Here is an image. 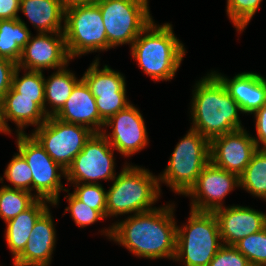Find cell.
Instances as JSON below:
<instances>
[{
  "instance_id": "6da1fadb",
  "label": "cell",
  "mask_w": 266,
  "mask_h": 266,
  "mask_svg": "<svg viewBox=\"0 0 266 266\" xmlns=\"http://www.w3.org/2000/svg\"><path fill=\"white\" fill-rule=\"evenodd\" d=\"M176 204L168 202L150 211L125 216L99 230L109 241L133 256L150 260H174L176 253Z\"/></svg>"
},
{
  "instance_id": "7a4b0ae2",
  "label": "cell",
  "mask_w": 266,
  "mask_h": 266,
  "mask_svg": "<svg viewBox=\"0 0 266 266\" xmlns=\"http://www.w3.org/2000/svg\"><path fill=\"white\" fill-rule=\"evenodd\" d=\"M192 86L190 128L206 139L244 129L243 114L238 103L229 95L221 80L210 70Z\"/></svg>"
},
{
  "instance_id": "3957f363",
  "label": "cell",
  "mask_w": 266,
  "mask_h": 266,
  "mask_svg": "<svg viewBox=\"0 0 266 266\" xmlns=\"http://www.w3.org/2000/svg\"><path fill=\"white\" fill-rule=\"evenodd\" d=\"M153 20L136 38L130 53L142 72L156 82L171 81L186 56V48L173 25Z\"/></svg>"
},
{
  "instance_id": "277c9868",
  "label": "cell",
  "mask_w": 266,
  "mask_h": 266,
  "mask_svg": "<svg viewBox=\"0 0 266 266\" xmlns=\"http://www.w3.org/2000/svg\"><path fill=\"white\" fill-rule=\"evenodd\" d=\"M122 167L106 193V219L155 209L162 196L158 175L132 162Z\"/></svg>"
},
{
  "instance_id": "5b68a950",
  "label": "cell",
  "mask_w": 266,
  "mask_h": 266,
  "mask_svg": "<svg viewBox=\"0 0 266 266\" xmlns=\"http://www.w3.org/2000/svg\"><path fill=\"white\" fill-rule=\"evenodd\" d=\"M222 245L215 214L190 210L187 222L177 225L173 262L181 266H208Z\"/></svg>"
},
{
  "instance_id": "8992f818",
  "label": "cell",
  "mask_w": 266,
  "mask_h": 266,
  "mask_svg": "<svg viewBox=\"0 0 266 266\" xmlns=\"http://www.w3.org/2000/svg\"><path fill=\"white\" fill-rule=\"evenodd\" d=\"M186 132L175 145L166 168L158 175L160 188L164 184L182 196L196 183L210 162V141L192 128Z\"/></svg>"
},
{
  "instance_id": "52a82bcc",
  "label": "cell",
  "mask_w": 266,
  "mask_h": 266,
  "mask_svg": "<svg viewBox=\"0 0 266 266\" xmlns=\"http://www.w3.org/2000/svg\"><path fill=\"white\" fill-rule=\"evenodd\" d=\"M101 11L107 36V51L132 46L138 35L154 20L149 0H95Z\"/></svg>"
},
{
  "instance_id": "ba28073f",
  "label": "cell",
  "mask_w": 266,
  "mask_h": 266,
  "mask_svg": "<svg viewBox=\"0 0 266 266\" xmlns=\"http://www.w3.org/2000/svg\"><path fill=\"white\" fill-rule=\"evenodd\" d=\"M63 34L72 60L107 51L106 29L95 2L66 8Z\"/></svg>"
},
{
  "instance_id": "9c48e42d",
  "label": "cell",
  "mask_w": 266,
  "mask_h": 266,
  "mask_svg": "<svg viewBox=\"0 0 266 266\" xmlns=\"http://www.w3.org/2000/svg\"><path fill=\"white\" fill-rule=\"evenodd\" d=\"M15 143L17 151L31 168L34 196L51 202L52 208L57 207L60 203V193L67 189L62 182L63 177H66V170L46 153L31 133L16 134Z\"/></svg>"
},
{
  "instance_id": "30bf717a",
  "label": "cell",
  "mask_w": 266,
  "mask_h": 266,
  "mask_svg": "<svg viewBox=\"0 0 266 266\" xmlns=\"http://www.w3.org/2000/svg\"><path fill=\"white\" fill-rule=\"evenodd\" d=\"M115 150L102 133H93L82 151L66 169V184L112 182L116 173Z\"/></svg>"
},
{
  "instance_id": "8fae6325",
  "label": "cell",
  "mask_w": 266,
  "mask_h": 266,
  "mask_svg": "<svg viewBox=\"0 0 266 266\" xmlns=\"http://www.w3.org/2000/svg\"><path fill=\"white\" fill-rule=\"evenodd\" d=\"M94 132L79 124H70L50 116L31 134L43 146L46 153L65 170L82 151Z\"/></svg>"
},
{
  "instance_id": "7c38bea8",
  "label": "cell",
  "mask_w": 266,
  "mask_h": 266,
  "mask_svg": "<svg viewBox=\"0 0 266 266\" xmlns=\"http://www.w3.org/2000/svg\"><path fill=\"white\" fill-rule=\"evenodd\" d=\"M145 123L140 109L131 103L106 121L101 133L113 149L127 159L140 153L149 145Z\"/></svg>"
},
{
  "instance_id": "4fadbf2b",
  "label": "cell",
  "mask_w": 266,
  "mask_h": 266,
  "mask_svg": "<svg viewBox=\"0 0 266 266\" xmlns=\"http://www.w3.org/2000/svg\"><path fill=\"white\" fill-rule=\"evenodd\" d=\"M236 188H240L239 176L210 161L184 197L190 198V210L214 212L226 206L225 198Z\"/></svg>"
},
{
  "instance_id": "5bb4252c",
  "label": "cell",
  "mask_w": 266,
  "mask_h": 266,
  "mask_svg": "<svg viewBox=\"0 0 266 266\" xmlns=\"http://www.w3.org/2000/svg\"><path fill=\"white\" fill-rule=\"evenodd\" d=\"M63 33H36L22 49L17 67L25 70H58L70 64Z\"/></svg>"
},
{
  "instance_id": "9a60e30c",
  "label": "cell",
  "mask_w": 266,
  "mask_h": 266,
  "mask_svg": "<svg viewBox=\"0 0 266 266\" xmlns=\"http://www.w3.org/2000/svg\"><path fill=\"white\" fill-rule=\"evenodd\" d=\"M256 150L252 134L244 128L213 138L210 141V161L240 176Z\"/></svg>"
},
{
  "instance_id": "2e32d148",
  "label": "cell",
  "mask_w": 266,
  "mask_h": 266,
  "mask_svg": "<svg viewBox=\"0 0 266 266\" xmlns=\"http://www.w3.org/2000/svg\"><path fill=\"white\" fill-rule=\"evenodd\" d=\"M218 220L221 241L234 245L266 227V213L250 206L229 205L213 212Z\"/></svg>"
},
{
  "instance_id": "e0dca14e",
  "label": "cell",
  "mask_w": 266,
  "mask_h": 266,
  "mask_svg": "<svg viewBox=\"0 0 266 266\" xmlns=\"http://www.w3.org/2000/svg\"><path fill=\"white\" fill-rule=\"evenodd\" d=\"M51 207L36 221L32 235L13 266H50L57 243V230Z\"/></svg>"
},
{
  "instance_id": "ac0fdd59",
  "label": "cell",
  "mask_w": 266,
  "mask_h": 266,
  "mask_svg": "<svg viewBox=\"0 0 266 266\" xmlns=\"http://www.w3.org/2000/svg\"><path fill=\"white\" fill-rule=\"evenodd\" d=\"M54 117L66 123L86 126L94 133H101L105 125L98 113L95 97L83 79L75 85Z\"/></svg>"
},
{
  "instance_id": "d6986e66",
  "label": "cell",
  "mask_w": 266,
  "mask_h": 266,
  "mask_svg": "<svg viewBox=\"0 0 266 266\" xmlns=\"http://www.w3.org/2000/svg\"><path fill=\"white\" fill-rule=\"evenodd\" d=\"M224 84L229 95L238 103L243 115H252L266 103L265 88L258 73L240 72L229 78L218 70H211Z\"/></svg>"
},
{
  "instance_id": "ffe728a7",
  "label": "cell",
  "mask_w": 266,
  "mask_h": 266,
  "mask_svg": "<svg viewBox=\"0 0 266 266\" xmlns=\"http://www.w3.org/2000/svg\"><path fill=\"white\" fill-rule=\"evenodd\" d=\"M53 204L37 199L28 209L5 223L4 238L14 261L25 249L38 218Z\"/></svg>"
},
{
  "instance_id": "44dd1931",
  "label": "cell",
  "mask_w": 266,
  "mask_h": 266,
  "mask_svg": "<svg viewBox=\"0 0 266 266\" xmlns=\"http://www.w3.org/2000/svg\"><path fill=\"white\" fill-rule=\"evenodd\" d=\"M2 120L6 130L13 134L8 122L14 123L15 132L25 133L29 126L34 129L44 123L48 116L44 110L35 102V98L27 97H3L1 100ZM12 131V132H11Z\"/></svg>"
},
{
  "instance_id": "7402d4cb",
  "label": "cell",
  "mask_w": 266,
  "mask_h": 266,
  "mask_svg": "<svg viewBox=\"0 0 266 266\" xmlns=\"http://www.w3.org/2000/svg\"><path fill=\"white\" fill-rule=\"evenodd\" d=\"M37 33H63L65 8L59 0H20V11Z\"/></svg>"
},
{
  "instance_id": "603a6c76",
  "label": "cell",
  "mask_w": 266,
  "mask_h": 266,
  "mask_svg": "<svg viewBox=\"0 0 266 266\" xmlns=\"http://www.w3.org/2000/svg\"><path fill=\"white\" fill-rule=\"evenodd\" d=\"M99 54L82 74L94 97L99 94H127L126 77L105 64L101 68ZM100 67V68H99Z\"/></svg>"
},
{
  "instance_id": "cb8c5ba5",
  "label": "cell",
  "mask_w": 266,
  "mask_h": 266,
  "mask_svg": "<svg viewBox=\"0 0 266 266\" xmlns=\"http://www.w3.org/2000/svg\"><path fill=\"white\" fill-rule=\"evenodd\" d=\"M54 70V72L45 78V114L54 116L65 104L71 95L72 89L82 79L76 77L75 73L68 68Z\"/></svg>"
},
{
  "instance_id": "d4e9b609",
  "label": "cell",
  "mask_w": 266,
  "mask_h": 266,
  "mask_svg": "<svg viewBox=\"0 0 266 266\" xmlns=\"http://www.w3.org/2000/svg\"><path fill=\"white\" fill-rule=\"evenodd\" d=\"M31 35L30 28L20 16L0 20V57L17 64Z\"/></svg>"
},
{
  "instance_id": "484cf974",
  "label": "cell",
  "mask_w": 266,
  "mask_h": 266,
  "mask_svg": "<svg viewBox=\"0 0 266 266\" xmlns=\"http://www.w3.org/2000/svg\"><path fill=\"white\" fill-rule=\"evenodd\" d=\"M21 72L22 75H20ZM4 97L35 98V102L45 112L44 73L17 67L13 75L11 89Z\"/></svg>"
},
{
  "instance_id": "4316f807",
  "label": "cell",
  "mask_w": 266,
  "mask_h": 266,
  "mask_svg": "<svg viewBox=\"0 0 266 266\" xmlns=\"http://www.w3.org/2000/svg\"><path fill=\"white\" fill-rule=\"evenodd\" d=\"M240 189L266 202V149H257L239 176Z\"/></svg>"
},
{
  "instance_id": "83f0119b",
  "label": "cell",
  "mask_w": 266,
  "mask_h": 266,
  "mask_svg": "<svg viewBox=\"0 0 266 266\" xmlns=\"http://www.w3.org/2000/svg\"><path fill=\"white\" fill-rule=\"evenodd\" d=\"M37 198L34 194L13 188L0 187V219L6 223L28 209Z\"/></svg>"
},
{
  "instance_id": "f1b7e54d",
  "label": "cell",
  "mask_w": 266,
  "mask_h": 266,
  "mask_svg": "<svg viewBox=\"0 0 266 266\" xmlns=\"http://www.w3.org/2000/svg\"><path fill=\"white\" fill-rule=\"evenodd\" d=\"M12 157L4 170L3 177L0 176V183L7 188L24 190L33 194L31 168L19 152L14 153ZM4 178L10 184L5 185Z\"/></svg>"
},
{
  "instance_id": "f546056e",
  "label": "cell",
  "mask_w": 266,
  "mask_h": 266,
  "mask_svg": "<svg viewBox=\"0 0 266 266\" xmlns=\"http://www.w3.org/2000/svg\"><path fill=\"white\" fill-rule=\"evenodd\" d=\"M263 0H226V15L238 34L244 32Z\"/></svg>"
},
{
  "instance_id": "4dcf8cb0",
  "label": "cell",
  "mask_w": 266,
  "mask_h": 266,
  "mask_svg": "<svg viewBox=\"0 0 266 266\" xmlns=\"http://www.w3.org/2000/svg\"><path fill=\"white\" fill-rule=\"evenodd\" d=\"M251 265L266 266V227L233 245Z\"/></svg>"
},
{
  "instance_id": "1f68e13d",
  "label": "cell",
  "mask_w": 266,
  "mask_h": 266,
  "mask_svg": "<svg viewBox=\"0 0 266 266\" xmlns=\"http://www.w3.org/2000/svg\"><path fill=\"white\" fill-rule=\"evenodd\" d=\"M65 192L67 196L64 195V198L68 206L65 207L63 215H65L66 212H70V217L73 219L76 226L86 228L98 221L107 220L98 210L84 204L73 193H70L69 188L66 189Z\"/></svg>"
},
{
  "instance_id": "d6a6232c",
  "label": "cell",
  "mask_w": 266,
  "mask_h": 266,
  "mask_svg": "<svg viewBox=\"0 0 266 266\" xmlns=\"http://www.w3.org/2000/svg\"><path fill=\"white\" fill-rule=\"evenodd\" d=\"M73 194L84 204L98 210L106 218V193L103 184H71Z\"/></svg>"
},
{
  "instance_id": "836d02e7",
  "label": "cell",
  "mask_w": 266,
  "mask_h": 266,
  "mask_svg": "<svg viewBox=\"0 0 266 266\" xmlns=\"http://www.w3.org/2000/svg\"><path fill=\"white\" fill-rule=\"evenodd\" d=\"M95 102L104 122L132 103L126 94H99V97H95Z\"/></svg>"
},
{
  "instance_id": "e575fe53",
  "label": "cell",
  "mask_w": 266,
  "mask_h": 266,
  "mask_svg": "<svg viewBox=\"0 0 266 266\" xmlns=\"http://www.w3.org/2000/svg\"><path fill=\"white\" fill-rule=\"evenodd\" d=\"M248 259L233 245H222L208 266H250Z\"/></svg>"
},
{
  "instance_id": "d590c367",
  "label": "cell",
  "mask_w": 266,
  "mask_h": 266,
  "mask_svg": "<svg viewBox=\"0 0 266 266\" xmlns=\"http://www.w3.org/2000/svg\"><path fill=\"white\" fill-rule=\"evenodd\" d=\"M252 116L255 120L256 135L252 134V138L255 141L257 149H266V103L257 111H255Z\"/></svg>"
},
{
  "instance_id": "8d00e7d4",
  "label": "cell",
  "mask_w": 266,
  "mask_h": 266,
  "mask_svg": "<svg viewBox=\"0 0 266 266\" xmlns=\"http://www.w3.org/2000/svg\"><path fill=\"white\" fill-rule=\"evenodd\" d=\"M16 68V63L0 57V100L11 89Z\"/></svg>"
},
{
  "instance_id": "74e56055",
  "label": "cell",
  "mask_w": 266,
  "mask_h": 266,
  "mask_svg": "<svg viewBox=\"0 0 266 266\" xmlns=\"http://www.w3.org/2000/svg\"><path fill=\"white\" fill-rule=\"evenodd\" d=\"M20 0H0V20L18 19Z\"/></svg>"
},
{
  "instance_id": "f35d334b",
  "label": "cell",
  "mask_w": 266,
  "mask_h": 266,
  "mask_svg": "<svg viewBox=\"0 0 266 266\" xmlns=\"http://www.w3.org/2000/svg\"><path fill=\"white\" fill-rule=\"evenodd\" d=\"M59 1L61 2L62 6L66 9L75 5L92 3L95 0H59Z\"/></svg>"
},
{
  "instance_id": "ab89813d",
  "label": "cell",
  "mask_w": 266,
  "mask_h": 266,
  "mask_svg": "<svg viewBox=\"0 0 266 266\" xmlns=\"http://www.w3.org/2000/svg\"><path fill=\"white\" fill-rule=\"evenodd\" d=\"M0 133L5 135H11L5 128L2 120V108H1V100H0Z\"/></svg>"
},
{
  "instance_id": "60d3db41",
  "label": "cell",
  "mask_w": 266,
  "mask_h": 266,
  "mask_svg": "<svg viewBox=\"0 0 266 266\" xmlns=\"http://www.w3.org/2000/svg\"><path fill=\"white\" fill-rule=\"evenodd\" d=\"M258 75H259V78H260V80H261V82H262L264 88H265V94H266V77H264V76H263L262 74H260V73H258Z\"/></svg>"
}]
</instances>
